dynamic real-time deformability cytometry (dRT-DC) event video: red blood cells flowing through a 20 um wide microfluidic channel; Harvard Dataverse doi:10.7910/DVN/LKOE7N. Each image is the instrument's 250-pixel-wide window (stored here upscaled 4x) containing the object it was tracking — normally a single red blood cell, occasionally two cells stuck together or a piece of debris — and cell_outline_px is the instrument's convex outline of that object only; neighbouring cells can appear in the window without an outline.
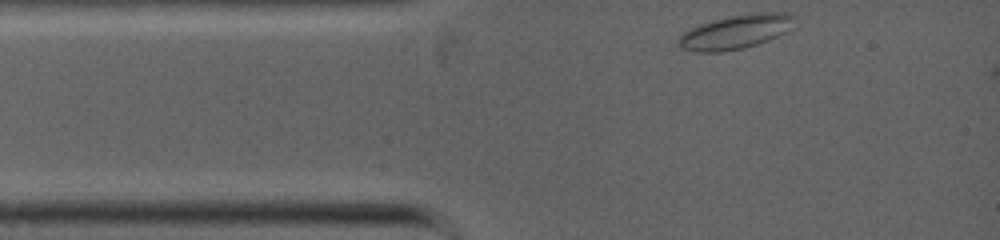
{"species": "common noctule bat (a hibernating species)", "species_latin": "Nyctalus noctula", "temperature_condition": "warm", "stored_images_in_passage": 5, "camera_frame_rate_fps": 5000, "um_per_image_px": 0.085, "animal": {"sex": "female", "body_mass_g": 19.0, "forearm_length_mm": 53.3}, "frame": {"image": 1, "passage_image": 1, "time_ms": 0.0, "image_size_px": [1000, 240], "cell_outline_px": [[796, 16], [792, 28], [788, 32], [768, 40], [744, 48], [720, 52], [696, 52], [680, 48], [676, 40], [684, 32], [700, 24], [712, 20], [728, 16], [756, 12], [788, 12]], "centroid_in_image_um": [62.57, 2.7], "position_along_channel_um": 22.4, "area_um2": 23.35}}